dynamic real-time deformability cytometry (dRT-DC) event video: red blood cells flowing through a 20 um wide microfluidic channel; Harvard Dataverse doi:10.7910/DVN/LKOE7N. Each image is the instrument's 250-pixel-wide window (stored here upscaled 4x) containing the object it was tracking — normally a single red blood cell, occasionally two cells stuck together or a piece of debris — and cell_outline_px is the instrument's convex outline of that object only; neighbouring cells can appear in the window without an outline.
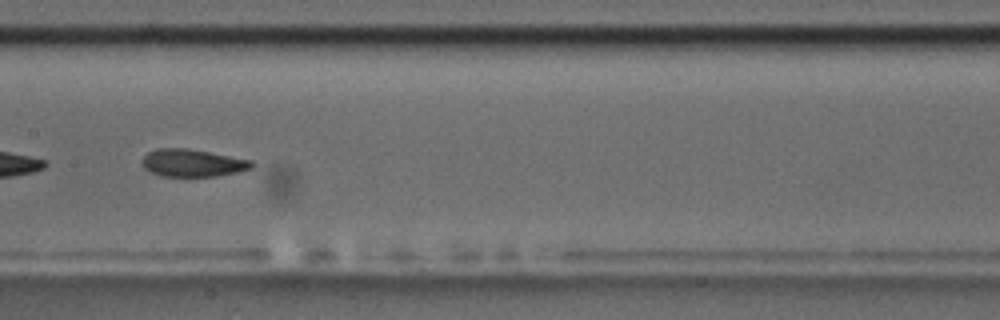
{"species": "common noctule bat (a hibernating species)", "species_latin": "Nyctalus noctula", "temperature_condition": "room temperature", "stored_images_in_passage": 48, "camera_frame_rate_fps": 3000, "um_per_image_px": 0.085, "animal": {"sex": "male", "body_mass_g": 17.5, "forearm_length_mm": 52.3}, "frame": {"image": 1, "passage_image": 28, "time_ms": 9.0, "image_size_px": [1000, 320], "cell_outline_px": [[256, 164], [252, 168], [236, 172], [216, 176], [160, 176], [144, 168], [144, 156], [148, 152], [156, 148], [188, 148], [252, 160]], "centroid_in_image_um": [16.4, 13.84], "position_along_channel_um": 191.0, "area_um2": 17.46}}
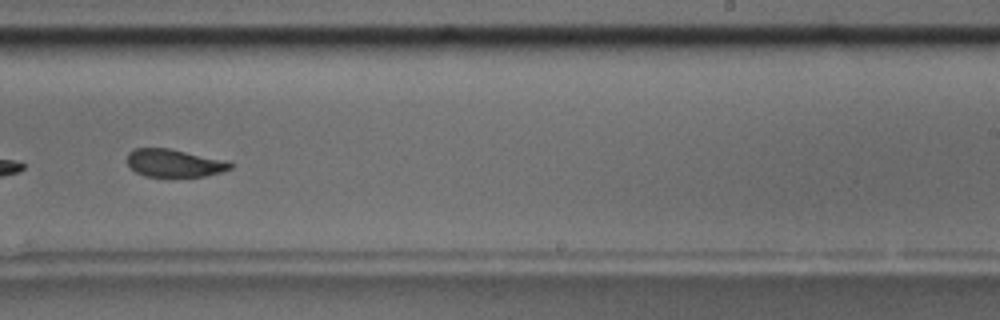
{"frame": {"image": 2, "passage_image": 35, "time_ms": 11.333, "image_size_px": [1000, 320], "cell_outline_px": [[232, 168], [220, 172], [204, 176], [144, 176], [136, 172], [128, 164], [128, 152], [132, 148], [168, 148], [228, 160], [232, 164]], "centroid_in_image_um": [14.81, 13.85], "position_along_channel_um": 274.2, "area_um2": 16.65}, "authors_computed_cell_mechanics": {"area_um2": 18.496, "velocity_mm_per_s": 3.5729, "shape_relaxation_time_tau1_ms": 3.95, "shape_relaxation_time_tau2_ms": 2.1233, "deformation_change_tau1": 0.1243, "deformation_change_tau2": 0.0889}}